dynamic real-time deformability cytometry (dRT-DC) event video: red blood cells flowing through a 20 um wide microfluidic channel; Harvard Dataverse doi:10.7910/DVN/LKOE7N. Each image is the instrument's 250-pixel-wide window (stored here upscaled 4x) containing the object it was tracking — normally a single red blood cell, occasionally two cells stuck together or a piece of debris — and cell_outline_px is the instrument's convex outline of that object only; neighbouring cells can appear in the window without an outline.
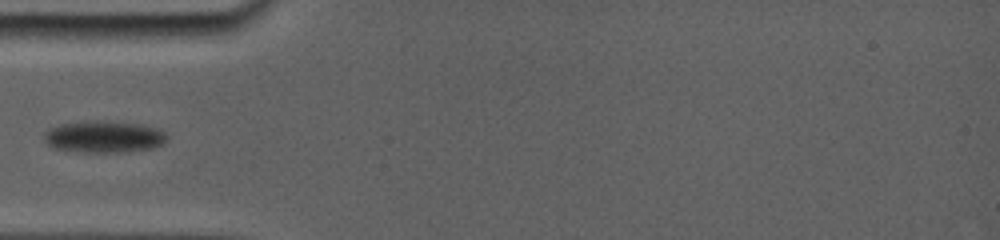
{"species": "common noctule bat (a hibernating species)", "species_latin": "Nyctalus noctula", "temperature_condition": "room temperature", "stored_images_in_passage": 10, "camera_frame_rate_fps": 5000, "um_per_image_px": 0.085, "animal": {"sex": "female", "body_mass_g": 19.0, "forearm_length_mm": 56.7}, "frame": {"image": 1, "passage_image": 3, "time_ms": 2.2, "image_size_px": [1000, 240], "cell_outline_px": [[164, 140], [160, 144], [148, 148], [116, 152], [88, 152], [56, 148], [48, 140], [48, 132], [52, 128], [64, 124], [132, 124], [148, 128], [160, 132], [164, 136]], "centroid_in_image_um": [8.82, 11.69], "position_along_channel_um": 76.2, "area_um2": 19.88}}
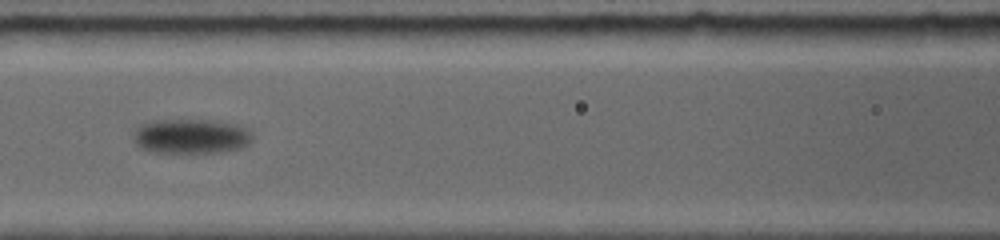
{"frame": {"image": 2, "passage_image": 5, "time_ms": 4.4, "image_size_px": [1000, 240], "cell_outline_px": [[248, 136], [244, 144], [236, 148], [212, 152], [156, 152], [144, 148], [136, 140], [136, 136], [140, 128], [144, 124], [164, 120], [200, 120], [228, 124], [240, 128]], "centroid_in_image_um": [16.14, 11.59], "position_along_channel_um": 150.5, "area_um2": 21.79}}
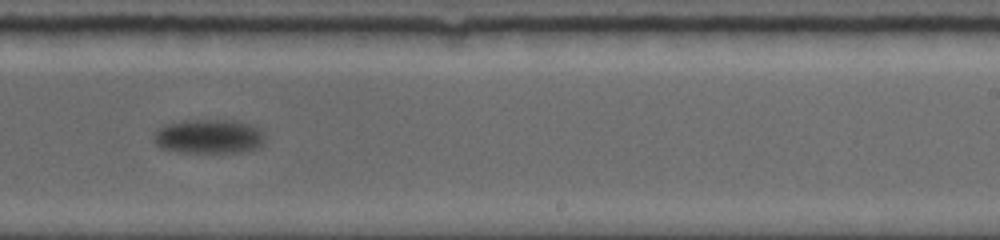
{"frame": {"image": 3, "passage_image": 9, "time_ms": 8.0, "image_size_px": [1000, 240], "cell_outline_px": [[264, 144], [256, 148], [244, 152], [180, 152], [160, 148], [152, 140], [152, 136], [156, 128], [168, 124], [184, 120], [236, 120], [260, 128], [264, 132]], "centroid_in_image_um": [17.74, 11.59], "position_along_channel_um": 271.3, "area_um2": 22.54}}